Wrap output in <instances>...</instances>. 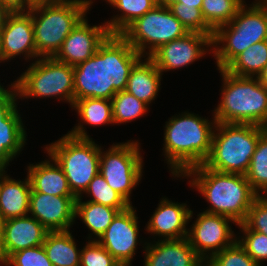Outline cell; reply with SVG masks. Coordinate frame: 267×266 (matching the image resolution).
<instances>
[{"label": "cell", "instance_id": "6da1fadb", "mask_svg": "<svg viewBox=\"0 0 267 266\" xmlns=\"http://www.w3.org/2000/svg\"><path fill=\"white\" fill-rule=\"evenodd\" d=\"M143 56L120 34H110L98 51L74 69V102L84 98L111 100L127 87L134 65Z\"/></svg>", "mask_w": 267, "mask_h": 266}, {"label": "cell", "instance_id": "7a4b0ae2", "mask_svg": "<svg viewBox=\"0 0 267 266\" xmlns=\"http://www.w3.org/2000/svg\"><path fill=\"white\" fill-rule=\"evenodd\" d=\"M165 122L163 152L171 174L181 177L209 156L217 122L191 112H182Z\"/></svg>", "mask_w": 267, "mask_h": 266}, {"label": "cell", "instance_id": "3957f363", "mask_svg": "<svg viewBox=\"0 0 267 266\" xmlns=\"http://www.w3.org/2000/svg\"><path fill=\"white\" fill-rule=\"evenodd\" d=\"M181 177H193L190 187H195L211 204L204 212L228 217L237 225L246 219L258 196L245 175L219 172L203 164L188 169Z\"/></svg>", "mask_w": 267, "mask_h": 266}, {"label": "cell", "instance_id": "277c9868", "mask_svg": "<svg viewBox=\"0 0 267 266\" xmlns=\"http://www.w3.org/2000/svg\"><path fill=\"white\" fill-rule=\"evenodd\" d=\"M222 76L221 101L213 110L217 123L267 126V88L257 77H242L218 69Z\"/></svg>", "mask_w": 267, "mask_h": 266}, {"label": "cell", "instance_id": "5b68a950", "mask_svg": "<svg viewBox=\"0 0 267 266\" xmlns=\"http://www.w3.org/2000/svg\"><path fill=\"white\" fill-rule=\"evenodd\" d=\"M255 1L248 8L244 4L230 23L214 31L211 53L218 69H224L254 43L267 40V2Z\"/></svg>", "mask_w": 267, "mask_h": 266}, {"label": "cell", "instance_id": "8992f818", "mask_svg": "<svg viewBox=\"0 0 267 266\" xmlns=\"http://www.w3.org/2000/svg\"><path fill=\"white\" fill-rule=\"evenodd\" d=\"M265 131L266 127L253 124L217 123L203 165L219 172L245 175L259 137Z\"/></svg>", "mask_w": 267, "mask_h": 266}, {"label": "cell", "instance_id": "52a82bcc", "mask_svg": "<svg viewBox=\"0 0 267 266\" xmlns=\"http://www.w3.org/2000/svg\"><path fill=\"white\" fill-rule=\"evenodd\" d=\"M28 12L32 17L38 59L54 57L89 9L75 1H60L32 6Z\"/></svg>", "mask_w": 267, "mask_h": 266}, {"label": "cell", "instance_id": "ba28073f", "mask_svg": "<svg viewBox=\"0 0 267 266\" xmlns=\"http://www.w3.org/2000/svg\"><path fill=\"white\" fill-rule=\"evenodd\" d=\"M45 149L62 168L72 193L80 197L99 173L101 146L92 138H77L67 133Z\"/></svg>", "mask_w": 267, "mask_h": 266}, {"label": "cell", "instance_id": "9c48e42d", "mask_svg": "<svg viewBox=\"0 0 267 266\" xmlns=\"http://www.w3.org/2000/svg\"><path fill=\"white\" fill-rule=\"evenodd\" d=\"M19 98L56 97L74 103V69L54 57H40L13 83ZM58 96V97H57Z\"/></svg>", "mask_w": 267, "mask_h": 266}, {"label": "cell", "instance_id": "30bf717a", "mask_svg": "<svg viewBox=\"0 0 267 266\" xmlns=\"http://www.w3.org/2000/svg\"><path fill=\"white\" fill-rule=\"evenodd\" d=\"M186 33L187 30L170 8L157 4L132 22L120 35L139 54L149 57L160 46L183 37Z\"/></svg>", "mask_w": 267, "mask_h": 266}, {"label": "cell", "instance_id": "8fae6325", "mask_svg": "<svg viewBox=\"0 0 267 266\" xmlns=\"http://www.w3.org/2000/svg\"><path fill=\"white\" fill-rule=\"evenodd\" d=\"M138 141L113 143L107 151L100 149L99 173L108 185L130 205L131 193L139 185L143 172V157Z\"/></svg>", "mask_w": 267, "mask_h": 266}, {"label": "cell", "instance_id": "7c38bea8", "mask_svg": "<svg viewBox=\"0 0 267 266\" xmlns=\"http://www.w3.org/2000/svg\"><path fill=\"white\" fill-rule=\"evenodd\" d=\"M230 222L235 223L228 217L204 211L197 215L191 230L188 229L187 239L202 260H210L236 241Z\"/></svg>", "mask_w": 267, "mask_h": 266}, {"label": "cell", "instance_id": "4fadbf2b", "mask_svg": "<svg viewBox=\"0 0 267 266\" xmlns=\"http://www.w3.org/2000/svg\"><path fill=\"white\" fill-rule=\"evenodd\" d=\"M211 47L212 37L210 35L188 32L183 37L160 46L149 58L163 75L164 71L189 66L204 57L207 52H212Z\"/></svg>", "mask_w": 267, "mask_h": 266}, {"label": "cell", "instance_id": "5bb4252c", "mask_svg": "<svg viewBox=\"0 0 267 266\" xmlns=\"http://www.w3.org/2000/svg\"><path fill=\"white\" fill-rule=\"evenodd\" d=\"M10 88L0 87V160L9 162L20 154L26 143V131L17 110L18 93L11 84ZM17 155V156H16Z\"/></svg>", "mask_w": 267, "mask_h": 266}, {"label": "cell", "instance_id": "9a60e30c", "mask_svg": "<svg viewBox=\"0 0 267 266\" xmlns=\"http://www.w3.org/2000/svg\"><path fill=\"white\" fill-rule=\"evenodd\" d=\"M138 217L133 206L120 211L113 218L98 242L121 264L132 266L139 236Z\"/></svg>", "mask_w": 267, "mask_h": 266}, {"label": "cell", "instance_id": "2e32d148", "mask_svg": "<svg viewBox=\"0 0 267 266\" xmlns=\"http://www.w3.org/2000/svg\"><path fill=\"white\" fill-rule=\"evenodd\" d=\"M86 19L85 16L63 41L54 56L57 61L74 67L91 58L111 34L105 23L91 26Z\"/></svg>", "mask_w": 267, "mask_h": 266}, {"label": "cell", "instance_id": "e0dca14e", "mask_svg": "<svg viewBox=\"0 0 267 266\" xmlns=\"http://www.w3.org/2000/svg\"><path fill=\"white\" fill-rule=\"evenodd\" d=\"M21 54L25 60H36L33 23L28 11L12 12L0 30V63Z\"/></svg>", "mask_w": 267, "mask_h": 266}, {"label": "cell", "instance_id": "ac0fdd59", "mask_svg": "<svg viewBox=\"0 0 267 266\" xmlns=\"http://www.w3.org/2000/svg\"><path fill=\"white\" fill-rule=\"evenodd\" d=\"M76 196H55L30 193L29 216L37 219L48 231H66L75 221Z\"/></svg>", "mask_w": 267, "mask_h": 266}, {"label": "cell", "instance_id": "d6986e66", "mask_svg": "<svg viewBox=\"0 0 267 266\" xmlns=\"http://www.w3.org/2000/svg\"><path fill=\"white\" fill-rule=\"evenodd\" d=\"M153 213L145 227L148 233L163 240L187 238L186 226L193 218V211L187 208V204L163 197Z\"/></svg>", "mask_w": 267, "mask_h": 266}, {"label": "cell", "instance_id": "ffe728a7", "mask_svg": "<svg viewBox=\"0 0 267 266\" xmlns=\"http://www.w3.org/2000/svg\"><path fill=\"white\" fill-rule=\"evenodd\" d=\"M153 243L143 244L144 266H196L202 261L187 238L158 239Z\"/></svg>", "mask_w": 267, "mask_h": 266}, {"label": "cell", "instance_id": "44dd1931", "mask_svg": "<svg viewBox=\"0 0 267 266\" xmlns=\"http://www.w3.org/2000/svg\"><path fill=\"white\" fill-rule=\"evenodd\" d=\"M4 233L7 258L13 253L40 246L48 230L34 217L29 215L0 222Z\"/></svg>", "mask_w": 267, "mask_h": 266}, {"label": "cell", "instance_id": "7402d4cb", "mask_svg": "<svg viewBox=\"0 0 267 266\" xmlns=\"http://www.w3.org/2000/svg\"><path fill=\"white\" fill-rule=\"evenodd\" d=\"M32 187L26 179L15 180L5 174L0 179V222L29 215V202Z\"/></svg>", "mask_w": 267, "mask_h": 266}, {"label": "cell", "instance_id": "603a6c76", "mask_svg": "<svg viewBox=\"0 0 267 266\" xmlns=\"http://www.w3.org/2000/svg\"><path fill=\"white\" fill-rule=\"evenodd\" d=\"M49 160L35 165L30 164L28 177L31 182V192H40L55 196H75L68 184V180L57 162L49 156Z\"/></svg>", "mask_w": 267, "mask_h": 266}, {"label": "cell", "instance_id": "cb8c5ba5", "mask_svg": "<svg viewBox=\"0 0 267 266\" xmlns=\"http://www.w3.org/2000/svg\"><path fill=\"white\" fill-rule=\"evenodd\" d=\"M143 58L132 68L125 90L149 106L161 88L162 74L149 57Z\"/></svg>", "mask_w": 267, "mask_h": 266}, {"label": "cell", "instance_id": "d4e9b609", "mask_svg": "<svg viewBox=\"0 0 267 266\" xmlns=\"http://www.w3.org/2000/svg\"><path fill=\"white\" fill-rule=\"evenodd\" d=\"M80 116L81 121L78 125L74 126L68 134L77 138H90L83 127L82 123L89 125L98 126L105 124H113V112H112V101L108 99L100 98H84L76 100L72 106Z\"/></svg>", "mask_w": 267, "mask_h": 266}, {"label": "cell", "instance_id": "484cf974", "mask_svg": "<svg viewBox=\"0 0 267 266\" xmlns=\"http://www.w3.org/2000/svg\"><path fill=\"white\" fill-rule=\"evenodd\" d=\"M42 245L53 266H80L81 249L70 230L48 231Z\"/></svg>", "mask_w": 267, "mask_h": 266}, {"label": "cell", "instance_id": "4316f807", "mask_svg": "<svg viewBox=\"0 0 267 266\" xmlns=\"http://www.w3.org/2000/svg\"><path fill=\"white\" fill-rule=\"evenodd\" d=\"M82 195L75 201V218L79 217L83 223L91 230L89 241H98L104 234L113 218L119 212L117 209L110 206L94 203L91 201H83ZM83 201V202H82Z\"/></svg>", "mask_w": 267, "mask_h": 266}, {"label": "cell", "instance_id": "83f0119b", "mask_svg": "<svg viewBox=\"0 0 267 266\" xmlns=\"http://www.w3.org/2000/svg\"><path fill=\"white\" fill-rule=\"evenodd\" d=\"M267 64V40L259 41L237 55L224 70L242 77H257Z\"/></svg>", "mask_w": 267, "mask_h": 266}, {"label": "cell", "instance_id": "f1b7e54d", "mask_svg": "<svg viewBox=\"0 0 267 266\" xmlns=\"http://www.w3.org/2000/svg\"><path fill=\"white\" fill-rule=\"evenodd\" d=\"M120 11L112 19L104 22L111 34H121L132 22L152 10L157 0H105Z\"/></svg>", "mask_w": 267, "mask_h": 266}, {"label": "cell", "instance_id": "f546056e", "mask_svg": "<svg viewBox=\"0 0 267 266\" xmlns=\"http://www.w3.org/2000/svg\"><path fill=\"white\" fill-rule=\"evenodd\" d=\"M245 177L258 195H267V130L259 137Z\"/></svg>", "mask_w": 267, "mask_h": 266}, {"label": "cell", "instance_id": "4dcf8cb0", "mask_svg": "<svg viewBox=\"0 0 267 266\" xmlns=\"http://www.w3.org/2000/svg\"><path fill=\"white\" fill-rule=\"evenodd\" d=\"M244 3V0H203L201 10L206 23L215 31L230 23Z\"/></svg>", "mask_w": 267, "mask_h": 266}, {"label": "cell", "instance_id": "1f68e13d", "mask_svg": "<svg viewBox=\"0 0 267 266\" xmlns=\"http://www.w3.org/2000/svg\"><path fill=\"white\" fill-rule=\"evenodd\" d=\"M111 101L114 124L129 123L138 119L147 112L149 107L126 90L117 92Z\"/></svg>", "mask_w": 267, "mask_h": 266}, {"label": "cell", "instance_id": "d6a6232c", "mask_svg": "<svg viewBox=\"0 0 267 266\" xmlns=\"http://www.w3.org/2000/svg\"><path fill=\"white\" fill-rule=\"evenodd\" d=\"M85 193L91 198L94 203L110 206L117 209L119 212L131 206L119 193L114 191L106 182L105 178L98 173L89 183Z\"/></svg>", "mask_w": 267, "mask_h": 266}, {"label": "cell", "instance_id": "836d02e7", "mask_svg": "<svg viewBox=\"0 0 267 266\" xmlns=\"http://www.w3.org/2000/svg\"><path fill=\"white\" fill-rule=\"evenodd\" d=\"M168 7L187 32H195L213 37L214 30L206 23L201 9L194 6H183V3H172Z\"/></svg>", "mask_w": 267, "mask_h": 266}, {"label": "cell", "instance_id": "e575fe53", "mask_svg": "<svg viewBox=\"0 0 267 266\" xmlns=\"http://www.w3.org/2000/svg\"><path fill=\"white\" fill-rule=\"evenodd\" d=\"M242 238L236 240L244 248L245 252L259 265L267 260V236L260 232L248 230L242 223L238 224ZM240 238V239H239Z\"/></svg>", "mask_w": 267, "mask_h": 266}, {"label": "cell", "instance_id": "d590c367", "mask_svg": "<svg viewBox=\"0 0 267 266\" xmlns=\"http://www.w3.org/2000/svg\"><path fill=\"white\" fill-rule=\"evenodd\" d=\"M213 266H259L236 240L209 260Z\"/></svg>", "mask_w": 267, "mask_h": 266}, {"label": "cell", "instance_id": "8d00e7d4", "mask_svg": "<svg viewBox=\"0 0 267 266\" xmlns=\"http://www.w3.org/2000/svg\"><path fill=\"white\" fill-rule=\"evenodd\" d=\"M80 266H121V264L98 241L88 240L81 249Z\"/></svg>", "mask_w": 267, "mask_h": 266}, {"label": "cell", "instance_id": "74e56055", "mask_svg": "<svg viewBox=\"0 0 267 266\" xmlns=\"http://www.w3.org/2000/svg\"><path fill=\"white\" fill-rule=\"evenodd\" d=\"M242 224L248 229L267 236V195H258Z\"/></svg>", "mask_w": 267, "mask_h": 266}, {"label": "cell", "instance_id": "f35d334b", "mask_svg": "<svg viewBox=\"0 0 267 266\" xmlns=\"http://www.w3.org/2000/svg\"><path fill=\"white\" fill-rule=\"evenodd\" d=\"M5 266H53L43 245L13 253Z\"/></svg>", "mask_w": 267, "mask_h": 266}, {"label": "cell", "instance_id": "ab89813d", "mask_svg": "<svg viewBox=\"0 0 267 266\" xmlns=\"http://www.w3.org/2000/svg\"><path fill=\"white\" fill-rule=\"evenodd\" d=\"M11 12H27L33 6L29 0H0Z\"/></svg>", "mask_w": 267, "mask_h": 266}, {"label": "cell", "instance_id": "60d3db41", "mask_svg": "<svg viewBox=\"0 0 267 266\" xmlns=\"http://www.w3.org/2000/svg\"><path fill=\"white\" fill-rule=\"evenodd\" d=\"M7 260L8 258H7L6 247H5V242H4V233L0 225V266L6 265Z\"/></svg>", "mask_w": 267, "mask_h": 266}, {"label": "cell", "instance_id": "b9f144b4", "mask_svg": "<svg viewBox=\"0 0 267 266\" xmlns=\"http://www.w3.org/2000/svg\"><path fill=\"white\" fill-rule=\"evenodd\" d=\"M12 12L0 2V30L5 25L8 16Z\"/></svg>", "mask_w": 267, "mask_h": 266}, {"label": "cell", "instance_id": "7bdbcfd3", "mask_svg": "<svg viewBox=\"0 0 267 266\" xmlns=\"http://www.w3.org/2000/svg\"><path fill=\"white\" fill-rule=\"evenodd\" d=\"M203 0H177L174 3H183V6H194L201 9Z\"/></svg>", "mask_w": 267, "mask_h": 266}, {"label": "cell", "instance_id": "ee69618b", "mask_svg": "<svg viewBox=\"0 0 267 266\" xmlns=\"http://www.w3.org/2000/svg\"><path fill=\"white\" fill-rule=\"evenodd\" d=\"M257 79L262 86L267 88V64L264 67V69L260 72V74L257 76Z\"/></svg>", "mask_w": 267, "mask_h": 266}, {"label": "cell", "instance_id": "f6af8a7d", "mask_svg": "<svg viewBox=\"0 0 267 266\" xmlns=\"http://www.w3.org/2000/svg\"><path fill=\"white\" fill-rule=\"evenodd\" d=\"M30 3L35 6L39 4H48V3H56L58 0H29Z\"/></svg>", "mask_w": 267, "mask_h": 266}, {"label": "cell", "instance_id": "bcb514c9", "mask_svg": "<svg viewBox=\"0 0 267 266\" xmlns=\"http://www.w3.org/2000/svg\"><path fill=\"white\" fill-rule=\"evenodd\" d=\"M60 1H75V2H78V3L85 5L88 9L91 8L90 6L93 3L92 0H58V2H60Z\"/></svg>", "mask_w": 267, "mask_h": 266}, {"label": "cell", "instance_id": "7dc6e473", "mask_svg": "<svg viewBox=\"0 0 267 266\" xmlns=\"http://www.w3.org/2000/svg\"><path fill=\"white\" fill-rule=\"evenodd\" d=\"M177 0H157V3L159 5H163V6H170L172 3L176 2Z\"/></svg>", "mask_w": 267, "mask_h": 266}, {"label": "cell", "instance_id": "c3c4849f", "mask_svg": "<svg viewBox=\"0 0 267 266\" xmlns=\"http://www.w3.org/2000/svg\"><path fill=\"white\" fill-rule=\"evenodd\" d=\"M6 165L0 160V179L7 173L5 171Z\"/></svg>", "mask_w": 267, "mask_h": 266}, {"label": "cell", "instance_id": "681fc988", "mask_svg": "<svg viewBox=\"0 0 267 266\" xmlns=\"http://www.w3.org/2000/svg\"><path fill=\"white\" fill-rule=\"evenodd\" d=\"M196 266H213V265H212V263L209 260H202Z\"/></svg>", "mask_w": 267, "mask_h": 266}]
</instances>
